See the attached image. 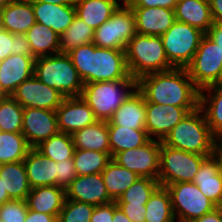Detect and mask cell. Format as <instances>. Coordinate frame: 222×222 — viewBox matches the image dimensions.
Instances as JSON below:
<instances>
[{
	"instance_id": "2",
	"label": "cell",
	"mask_w": 222,
	"mask_h": 222,
	"mask_svg": "<svg viewBox=\"0 0 222 222\" xmlns=\"http://www.w3.org/2000/svg\"><path fill=\"white\" fill-rule=\"evenodd\" d=\"M84 84L134 79L128 70L125 50L97 47L93 43L69 51Z\"/></svg>"
},
{
	"instance_id": "22",
	"label": "cell",
	"mask_w": 222,
	"mask_h": 222,
	"mask_svg": "<svg viewBox=\"0 0 222 222\" xmlns=\"http://www.w3.org/2000/svg\"><path fill=\"white\" fill-rule=\"evenodd\" d=\"M31 188L56 186V162L36 148H30L23 160Z\"/></svg>"
},
{
	"instance_id": "55",
	"label": "cell",
	"mask_w": 222,
	"mask_h": 222,
	"mask_svg": "<svg viewBox=\"0 0 222 222\" xmlns=\"http://www.w3.org/2000/svg\"><path fill=\"white\" fill-rule=\"evenodd\" d=\"M5 188V178L0 176V205L11 200Z\"/></svg>"
},
{
	"instance_id": "33",
	"label": "cell",
	"mask_w": 222,
	"mask_h": 222,
	"mask_svg": "<svg viewBox=\"0 0 222 222\" xmlns=\"http://www.w3.org/2000/svg\"><path fill=\"white\" fill-rule=\"evenodd\" d=\"M109 196L116 201L140 176L111 160L101 173Z\"/></svg>"
},
{
	"instance_id": "49",
	"label": "cell",
	"mask_w": 222,
	"mask_h": 222,
	"mask_svg": "<svg viewBox=\"0 0 222 222\" xmlns=\"http://www.w3.org/2000/svg\"><path fill=\"white\" fill-rule=\"evenodd\" d=\"M211 156L217 164L219 174L222 176V136L214 138Z\"/></svg>"
},
{
	"instance_id": "30",
	"label": "cell",
	"mask_w": 222,
	"mask_h": 222,
	"mask_svg": "<svg viewBox=\"0 0 222 222\" xmlns=\"http://www.w3.org/2000/svg\"><path fill=\"white\" fill-rule=\"evenodd\" d=\"M0 176L5 178V189L10 199L26 200L32 188L23 161L1 164Z\"/></svg>"
},
{
	"instance_id": "58",
	"label": "cell",
	"mask_w": 222,
	"mask_h": 222,
	"mask_svg": "<svg viewBox=\"0 0 222 222\" xmlns=\"http://www.w3.org/2000/svg\"><path fill=\"white\" fill-rule=\"evenodd\" d=\"M217 84L222 85V75H221L219 82Z\"/></svg>"
},
{
	"instance_id": "18",
	"label": "cell",
	"mask_w": 222,
	"mask_h": 222,
	"mask_svg": "<svg viewBox=\"0 0 222 222\" xmlns=\"http://www.w3.org/2000/svg\"><path fill=\"white\" fill-rule=\"evenodd\" d=\"M66 199L94 206L114 201L107 192L101 173L77 175L66 189Z\"/></svg>"
},
{
	"instance_id": "20",
	"label": "cell",
	"mask_w": 222,
	"mask_h": 222,
	"mask_svg": "<svg viewBox=\"0 0 222 222\" xmlns=\"http://www.w3.org/2000/svg\"><path fill=\"white\" fill-rule=\"evenodd\" d=\"M35 23L31 0H13L0 10V27L12 34H25Z\"/></svg>"
},
{
	"instance_id": "19",
	"label": "cell",
	"mask_w": 222,
	"mask_h": 222,
	"mask_svg": "<svg viewBox=\"0 0 222 222\" xmlns=\"http://www.w3.org/2000/svg\"><path fill=\"white\" fill-rule=\"evenodd\" d=\"M135 16L136 32L141 35L162 36L175 19V11L162 7H131Z\"/></svg>"
},
{
	"instance_id": "13",
	"label": "cell",
	"mask_w": 222,
	"mask_h": 222,
	"mask_svg": "<svg viewBox=\"0 0 222 222\" xmlns=\"http://www.w3.org/2000/svg\"><path fill=\"white\" fill-rule=\"evenodd\" d=\"M55 110L26 107L23 111L22 134L30 148H36L59 133Z\"/></svg>"
},
{
	"instance_id": "31",
	"label": "cell",
	"mask_w": 222,
	"mask_h": 222,
	"mask_svg": "<svg viewBox=\"0 0 222 222\" xmlns=\"http://www.w3.org/2000/svg\"><path fill=\"white\" fill-rule=\"evenodd\" d=\"M107 124L111 157L118 152L143 146L150 140L146 129H132L124 126H116L110 121H107Z\"/></svg>"
},
{
	"instance_id": "46",
	"label": "cell",
	"mask_w": 222,
	"mask_h": 222,
	"mask_svg": "<svg viewBox=\"0 0 222 222\" xmlns=\"http://www.w3.org/2000/svg\"><path fill=\"white\" fill-rule=\"evenodd\" d=\"M14 34L0 27V61L14 54Z\"/></svg>"
},
{
	"instance_id": "8",
	"label": "cell",
	"mask_w": 222,
	"mask_h": 222,
	"mask_svg": "<svg viewBox=\"0 0 222 222\" xmlns=\"http://www.w3.org/2000/svg\"><path fill=\"white\" fill-rule=\"evenodd\" d=\"M205 33L187 23L175 21L162 36L166 57L174 68H186Z\"/></svg>"
},
{
	"instance_id": "47",
	"label": "cell",
	"mask_w": 222,
	"mask_h": 222,
	"mask_svg": "<svg viewBox=\"0 0 222 222\" xmlns=\"http://www.w3.org/2000/svg\"><path fill=\"white\" fill-rule=\"evenodd\" d=\"M132 222H145V205H117Z\"/></svg>"
},
{
	"instance_id": "45",
	"label": "cell",
	"mask_w": 222,
	"mask_h": 222,
	"mask_svg": "<svg viewBox=\"0 0 222 222\" xmlns=\"http://www.w3.org/2000/svg\"><path fill=\"white\" fill-rule=\"evenodd\" d=\"M179 0H128L126 3L130 7H162L174 10Z\"/></svg>"
},
{
	"instance_id": "28",
	"label": "cell",
	"mask_w": 222,
	"mask_h": 222,
	"mask_svg": "<svg viewBox=\"0 0 222 222\" xmlns=\"http://www.w3.org/2000/svg\"><path fill=\"white\" fill-rule=\"evenodd\" d=\"M121 5L118 0H76V16L93 30L97 29Z\"/></svg>"
},
{
	"instance_id": "32",
	"label": "cell",
	"mask_w": 222,
	"mask_h": 222,
	"mask_svg": "<svg viewBox=\"0 0 222 222\" xmlns=\"http://www.w3.org/2000/svg\"><path fill=\"white\" fill-rule=\"evenodd\" d=\"M25 35L36 58L60 53V36L51 28L36 22Z\"/></svg>"
},
{
	"instance_id": "53",
	"label": "cell",
	"mask_w": 222,
	"mask_h": 222,
	"mask_svg": "<svg viewBox=\"0 0 222 222\" xmlns=\"http://www.w3.org/2000/svg\"><path fill=\"white\" fill-rule=\"evenodd\" d=\"M213 23L222 24V0H209Z\"/></svg>"
},
{
	"instance_id": "36",
	"label": "cell",
	"mask_w": 222,
	"mask_h": 222,
	"mask_svg": "<svg viewBox=\"0 0 222 222\" xmlns=\"http://www.w3.org/2000/svg\"><path fill=\"white\" fill-rule=\"evenodd\" d=\"M94 30L79 17L60 36V53H68L78 46L93 43Z\"/></svg>"
},
{
	"instance_id": "11",
	"label": "cell",
	"mask_w": 222,
	"mask_h": 222,
	"mask_svg": "<svg viewBox=\"0 0 222 222\" xmlns=\"http://www.w3.org/2000/svg\"><path fill=\"white\" fill-rule=\"evenodd\" d=\"M186 70L199 90L219 82L222 75V55L217 44L206 34L201 39L200 45Z\"/></svg>"
},
{
	"instance_id": "41",
	"label": "cell",
	"mask_w": 222,
	"mask_h": 222,
	"mask_svg": "<svg viewBox=\"0 0 222 222\" xmlns=\"http://www.w3.org/2000/svg\"><path fill=\"white\" fill-rule=\"evenodd\" d=\"M95 206L75 200L65 199L57 222H90Z\"/></svg>"
},
{
	"instance_id": "34",
	"label": "cell",
	"mask_w": 222,
	"mask_h": 222,
	"mask_svg": "<svg viewBox=\"0 0 222 222\" xmlns=\"http://www.w3.org/2000/svg\"><path fill=\"white\" fill-rule=\"evenodd\" d=\"M145 222H176L171 197L165 186L159 185L146 205Z\"/></svg>"
},
{
	"instance_id": "6",
	"label": "cell",
	"mask_w": 222,
	"mask_h": 222,
	"mask_svg": "<svg viewBox=\"0 0 222 222\" xmlns=\"http://www.w3.org/2000/svg\"><path fill=\"white\" fill-rule=\"evenodd\" d=\"M136 88V79L87 83L80 96L90 106L98 121L107 122Z\"/></svg>"
},
{
	"instance_id": "9",
	"label": "cell",
	"mask_w": 222,
	"mask_h": 222,
	"mask_svg": "<svg viewBox=\"0 0 222 222\" xmlns=\"http://www.w3.org/2000/svg\"><path fill=\"white\" fill-rule=\"evenodd\" d=\"M123 5L117 8L110 19L94 30L93 44L95 46L126 50L129 41L137 32L131 7L127 3Z\"/></svg>"
},
{
	"instance_id": "7",
	"label": "cell",
	"mask_w": 222,
	"mask_h": 222,
	"mask_svg": "<svg viewBox=\"0 0 222 222\" xmlns=\"http://www.w3.org/2000/svg\"><path fill=\"white\" fill-rule=\"evenodd\" d=\"M207 156L210 155L175 149L160 141L159 184L167 186L176 182H192Z\"/></svg>"
},
{
	"instance_id": "1",
	"label": "cell",
	"mask_w": 222,
	"mask_h": 222,
	"mask_svg": "<svg viewBox=\"0 0 222 222\" xmlns=\"http://www.w3.org/2000/svg\"><path fill=\"white\" fill-rule=\"evenodd\" d=\"M137 89L145 102L176 107H199L200 90L186 68L150 73L137 80Z\"/></svg>"
},
{
	"instance_id": "40",
	"label": "cell",
	"mask_w": 222,
	"mask_h": 222,
	"mask_svg": "<svg viewBox=\"0 0 222 222\" xmlns=\"http://www.w3.org/2000/svg\"><path fill=\"white\" fill-rule=\"evenodd\" d=\"M22 105L11 95L0 96V131L22 132Z\"/></svg>"
},
{
	"instance_id": "15",
	"label": "cell",
	"mask_w": 222,
	"mask_h": 222,
	"mask_svg": "<svg viewBox=\"0 0 222 222\" xmlns=\"http://www.w3.org/2000/svg\"><path fill=\"white\" fill-rule=\"evenodd\" d=\"M197 107H176L146 102L145 128L150 139L163 141L171 129L179 123L188 112Z\"/></svg>"
},
{
	"instance_id": "27",
	"label": "cell",
	"mask_w": 222,
	"mask_h": 222,
	"mask_svg": "<svg viewBox=\"0 0 222 222\" xmlns=\"http://www.w3.org/2000/svg\"><path fill=\"white\" fill-rule=\"evenodd\" d=\"M75 149L93 150L108 153L111 156L108 124L96 121L71 135Z\"/></svg>"
},
{
	"instance_id": "51",
	"label": "cell",
	"mask_w": 222,
	"mask_h": 222,
	"mask_svg": "<svg viewBox=\"0 0 222 222\" xmlns=\"http://www.w3.org/2000/svg\"><path fill=\"white\" fill-rule=\"evenodd\" d=\"M25 222H57V217L47 213L28 210Z\"/></svg>"
},
{
	"instance_id": "44",
	"label": "cell",
	"mask_w": 222,
	"mask_h": 222,
	"mask_svg": "<svg viewBox=\"0 0 222 222\" xmlns=\"http://www.w3.org/2000/svg\"><path fill=\"white\" fill-rule=\"evenodd\" d=\"M114 215V201L95 206L90 222H112Z\"/></svg>"
},
{
	"instance_id": "48",
	"label": "cell",
	"mask_w": 222,
	"mask_h": 222,
	"mask_svg": "<svg viewBox=\"0 0 222 222\" xmlns=\"http://www.w3.org/2000/svg\"><path fill=\"white\" fill-rule=\"evenodd\" d=\"M14 54L35 57L25 34H14Z\"/></svg>"
},
{
	"instance_id": "10",
	"label": "cell",
	"mask_w": 222,
	"mask_h": 222,
	"mask_svg": "<svg viewBox=\"0 0 222 222\" xmlns=\"http://www.w3.org/2000/svg\"><path fill=\"white\" fill-rule=\"evenodd\" d=\"M165 187L169 191L178 222H193L218 207L193 182H176Z\"/></svg>"
},
{
	"instance_id": "24",
	"label": "cell",
	"mask_w": 222,
	"mask_h": 222,
	"mask_svg": "<svg viewBox=\"0 0 222 222\" xmlns=\"http://www.w3.org/2000/svg\"><path fill=\"white\" fill-rule=\"evenodd\" d=\"M66 199V190L58 186H38L31 189L27 195L28 210L40 213L58 215Z\"/></svg>"
},
{
	"instance_id": "3",
	"label": "cell",
	"mask_w": 222,
	"mask_h": 222,
	"mask_svg": "<svg viewBox=\"0 0 222 222\" xmlns=\"http://www.w3.org/2000/svg\"><path fill=\"white\" fill-rule=\"evenodd\" d=\"M214 138L202 109L197 107L188 112L162 142L190 153L211 155Z\"/></svg>"
},
{
	"instance_id": "4",
	"label": "cell",
	"mask_w": 222,
	"mask_h": 222,
	"mask_svg": "<svg viewBox=\"0 0 222 222\" xmlns=\"http://www.w3.org/2000/svg\"><path fill=\"white\" fill-rule=\"evenodd\" d=\"M34 76L65 98L80 96L84 87L83 80L67 53L37 57Z\"/></svg>"
},
{
	"instance_id": "43",
	"label": "cell",
	"mask_w": 222,
	"mask_h": 222,
	"mask_svg": "<svg viewBox=\"0 0 222 222\" xmlns=\"http://www.w3.org/2000/svg\"><path fill=\"white\" fill-rule=\"evenodd\" d=\"M76 177L73 158L56 162V186L66 190Z\"/></svg>"
},
{
	"instance_id": "23",
	"label": "cell",
	"mask_w": 222,
	"mask_h": 222,
	"mask_svg": "<svg viewBox=\"0 0 222 222\" xmlns=\"http://www.w3.org/2000/svg\"><path fill=\"white\" fill-rule=\"evenodd\" d=\"M113 125L132 129H146V102L136 88L109 120Z\"/></svg>"
},
{
	"instance_id": "57",
	"label": "cell",
	"mask_w": 222,
	"mask_h": 222,
	"mask_svg": "<svg viewBox=\"0 0 222 222\" xmlns=\"http://www.w3.org/2000/svg\"><path fill=\"white\" fill-rule=\"evenodd\" d=\"M13 0H0V10L3 9L6 5L11 3Z\"/></svg>"
},
{
	"instance_id": "16",
	"label": "cell",
	"mask_w": 222,
	"mask_h": 222,
	"mask_svg": "<svg viewBox=\"0 0 222 222\" xmlns=\"http://www.w3.org/2000/svg\"><path fill=\"white\" fill-rule=\"evenodd\" d=\"M56 113L59 131L69 135L98 121L81 96L64 98Z\"/></svg>"
},
{
	"instance_id": "21",
	"label": "cell",
	"mask_w": 222,
	"mask_h": 222,
	"mask_svg": "<svg viewBox=\"0 0 222 222\" xmlns=\"http://www.w3.org/2000/svg\"><path fill=\"white\" fill-rule=\"evenodd\" d=\"M36 22L51 28L59 36L72 24L76 16L74 5L32 2Z\"/></svg>"
},
{
	"instance_id": "5",
	"label": "cell",
	"mask_w": 222,
	"mask_h": 222,
	"mask_svg": "<svg viewBox=\"0 0 222 222\" xmlns=\"http://www.w3.org/2000/svg\"><path fill=\"white\" fill-rule=\"evenodd\" d=\"M125 52L129 73L136 80L150 73L174 68L166 57L161 36L136 33Z\"/></svg>"
},
{
	"instance_id": "42",
	"label": "cell",
	"mask_w": 222,
	"mask_h": 222,
	"mask_svg": "<svg viewBox=\"0 0 222 222\" xmlns=\"http://www.w3.org/2000/svg\"><path fill=\"white\" fill-rule=\"evenodd\" d=\"M28 213L26 200H9L0 205L1 222H25Z\"/></svg>"
},
{
	"instance_id": "35",
	"label": "cell",
	"mask_w": 222,
	"mask_h": 222,
	"mask_svg": "<svg viewBox=\"0 0 222 222\" xmlns=\"http://www.w3.org/2000/svg\"><path fill=\"white\" fill-rule=\"evenodd\" d=\"M29 149L21 132L0 131V165L23 161Z\"/></svg>"
},
{
	"instance_id": "25",
	"label": "cell",
	"mask_w": 222,
	"mask_h": 222,
	"mask_svg": "<svg viewBox=\"0 0 222 222\" xmlns=\"http://www.w3.org/2000/svg\"><path fill=\"white\" fill-rule=\"evenodd\" d=\"M174 11L176 21L187 23L205 34L213 25L209 0H179Z\"/></svg>"
},
{
	"instance_id": "52",
	"label": "cell",
	"mask_w": 222,
	"mask_h": 222,
	"mask_svg": "<svg viewBox=\"0 0 222 222\" xmlns=\"http://www.w3.org/2000/svg\"><path fill=\"white\" fill-rule=\"evenodd\" d=\"M193 222H222V207H217Z\"/></svg>"
},
{
	"instance_id": "56",
	"label": "cell",
	"mask_w": 222,
	"mask_h": 222,
	"mask_svg": "<svg viewBox=\"0 0 222 222\" xmlns=\"http://www.w3.org/2000/svg\"><path fill=\"white\" fill-rule=\"evenodd\" d=\"M32 2H45L59 5H74L76 0H31Z\"/></svg>"
},
{
	"instance_id": "38",
	"label": "cell",
	"mask_w": 222,
	"mask_h": 222,
	"mask_svg": "<svg viewBox=\"0 0 222 222\" xmlns=\"http://www.w3.org/2000/svg\"><path fill=\"white\" fill-rule=\"evenodd\" d=\"M44 156L59 162L71 159L74 156L75 147L71 135L59 132L36 147Z\"/></svg>"
},
{
	"instance_id": "17",
	"label": "cell",
	"mask_w": 222,
	"mask_h": 222,
	"mask_svg": "<svg viewBox=\"0 0 222 222\" xmlns=\"http://www.w3.org/2000/svg\"><path fill=\"white\" fill-rule=\"evenodd\" d=\"M36 57L11 54L0 61V96H9L34 75Z\"/></svg>"
},
{
	"instance_id": "39",
	"label": "cell",
	"mask_w": 222,
	"mask_h": 222,
	"mask_svg": "<svg viewBox=\"0 0 222 222\" xmlns=\"http://www.w3.org/2000/svg\"><path fill=\"white\" fill-rule=\"evenodd\" d=\"M159 181L149 177H139L116 200L117 205H146L151 194L159 186Z\"/></svg>"
},
{
	"instance_id": "26",
	"label": "cell",
	"mask_w": 222,
	"mask_h": 222,
	"mask_svg": "<svg viewBox=\"0 0 222 222\" xmlns=\"http://www.w3.org/2000/svg\"><path fill=\"white\" fill-rule=\"evenodd\" d=\"M200 191L212 200L218 207H222V176L212 156H207L199 166L192 181Z\"/></svg>"
},
{
	"instance_id": "14",
	"label": "cell",
	"mask_w": 222,
	"mask_h": 222,
	"mask_svg": "<svg viewBox=\"0 0 222 222\" xmlns=\"http://www.w3.org/2000/svg\"><path fill=\"white\" fill-rule=\"evenodd\" d=\"M11 96L23 108L30 107L55 111L65 98L57 90L45 85L34 75L20 84Z\"/></svg>"
},
{
	"instance_id": "50",
	"label": "cell",
	"mask_w": 222,
	"mask_h": 222,
	"mask_svg": "<svg viewBox=\"0 0 222 222\" xmlns=\"http://www.w3.org/2000/svg\"><path fill=\"white\" fill-rule=\"evenodd\" d=\"M206 35L217 44L219 51L222 55V24L213 23V25L208 29Z\"/></svg>"
},
{
	"instance_id": "37",
	"label": "cell",
	"mask_w": 222,
	"mask_h": 222,
	"mask_svg": "<svg viewBox=\"0 0 222 222\" xmlns=\"http://www.w3.org/2000/svg\"><path fill=\"white\" fill-rule=\"evenodd\" d=\"M73 160L77 175H89L102 173L112 157L100 151L75 149Z\"/></svg>"
},
{
	"instance_id": "54",
	"label": "cell",
	"mask_w": 222,
	"mask_h": 222,
	"mask_svg": "<svg viewBox=\"0 0 222 222\" xmlns=\"http://www.w3.org/2000/svg\"><path fill=\"white\" fill-rule=\"evenodd\" d=\"M112 222H132L124 212L117 206L116 201H114V215Z\"/></svg>"
},
{
	"instance_id": "29",
	"label": "cell",
	"mask_w": 222,
	"mask_h": 222,
	"mask_svg": "<svg viewBox=\"0 0 222 222\" xmlns=\"http://www.w3.org/2000/svg\"><path fill=\"white\" fill-rule=\"evenodd\" d=\"M199 107L212 134L215 137L222 136V85L213 84L200 90Z\"/></svg>"
},
{
	"instance_id": "12",
	"label": "cell",
	"mask_w": 222,
	"mask_h": 222,
	"mask_svg": "<svg viewBox=\"0 0 222 222\" xmlns=\"http://www.w3.org/2000/svg\"><path fill=\"white\" fill-rule=\"evenodd\" d=\"M112 160L118 165L135 172L140 177L158 180L160 141L150 139L143 146L116 153Z\"/></svg>"
}]
</instances>
